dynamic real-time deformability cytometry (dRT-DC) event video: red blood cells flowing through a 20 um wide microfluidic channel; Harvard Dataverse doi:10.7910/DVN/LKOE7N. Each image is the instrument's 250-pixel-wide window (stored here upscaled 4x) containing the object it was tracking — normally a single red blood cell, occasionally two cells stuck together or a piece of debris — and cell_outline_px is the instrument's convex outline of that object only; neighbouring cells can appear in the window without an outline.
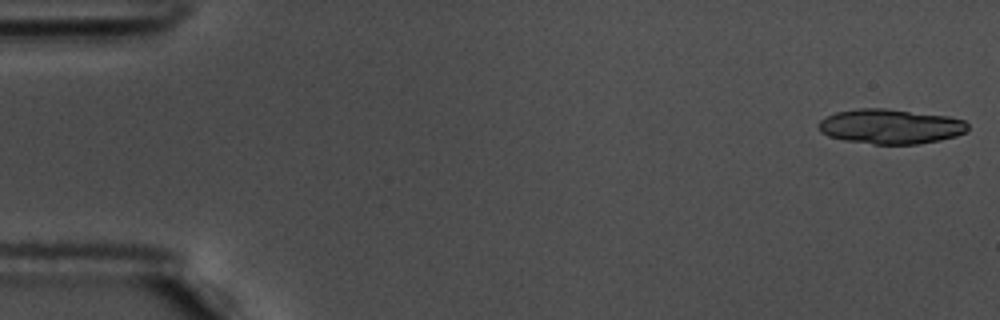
{"species": "common noctule bat (a hibernating species)", "species_latin": "Nyctalus noctula", "temperature_condition": "warm", "stored_images_in_passage": 56, "segment_of_instrument_passage": [1, 2], "camera_frame_rate_fps": 3000, "um_per_image_px": 0.085, "animal": {"sex": "male", "body_mass_g": 17.5, "forearm_length_mm": 52.3}, "frame": {"image": 1, "passage_image": 1, "time_ms": 0.0, "image_size_px": [1000, 320], "cell_outline_px": [[968, 128], [964, 132], [956, 136], [940, 140], [916, 144], [872, 144], [844, 140], [828, 136], [820, 132], [816, 124], [820, 120], [836, 112], [860, 108], [888, 108], [948, 116], [964, 120], [968, 124]], "centroid_in_image_um": [75.67, 10.74], "position_along_channel_um": 9.3, "area_um2": 30.4}}